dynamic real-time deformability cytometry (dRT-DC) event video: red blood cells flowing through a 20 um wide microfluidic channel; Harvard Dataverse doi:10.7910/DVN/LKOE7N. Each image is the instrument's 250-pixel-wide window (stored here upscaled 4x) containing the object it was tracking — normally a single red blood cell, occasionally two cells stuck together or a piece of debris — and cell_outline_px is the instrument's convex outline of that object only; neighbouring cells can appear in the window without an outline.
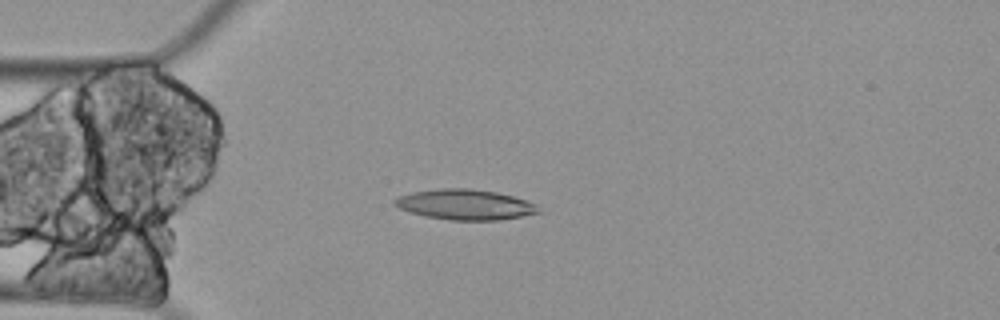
{"species": "Egyptian fruit bat (a non-hibernating species)", "species_latin": "Rousettus aegyptiacus", "temperature_condition": "cold", "stored_images_in_passage": 4, "camera_frame_rate_fps": 3000, "um_per_image_px": 0.085, "animal": {"sex": "female"}, "frame": {"image": 1, "passage_image": 4, "time_ms": 1.0, "image_size_px": [1000, 320], "cell_outline_px": [[544, 212], [500, 220], [452, 220], [428, 216], [412, 212], [400, 208], [392, 200], [400, 196], [412, 192], [444, 188], [468, 188], [496, 192], [528, 200], [536, 204]], "centroid_in_image_um": [39.63, 17.39], "position_along_channel_um": 45.4, "area_um2": 25.26}}